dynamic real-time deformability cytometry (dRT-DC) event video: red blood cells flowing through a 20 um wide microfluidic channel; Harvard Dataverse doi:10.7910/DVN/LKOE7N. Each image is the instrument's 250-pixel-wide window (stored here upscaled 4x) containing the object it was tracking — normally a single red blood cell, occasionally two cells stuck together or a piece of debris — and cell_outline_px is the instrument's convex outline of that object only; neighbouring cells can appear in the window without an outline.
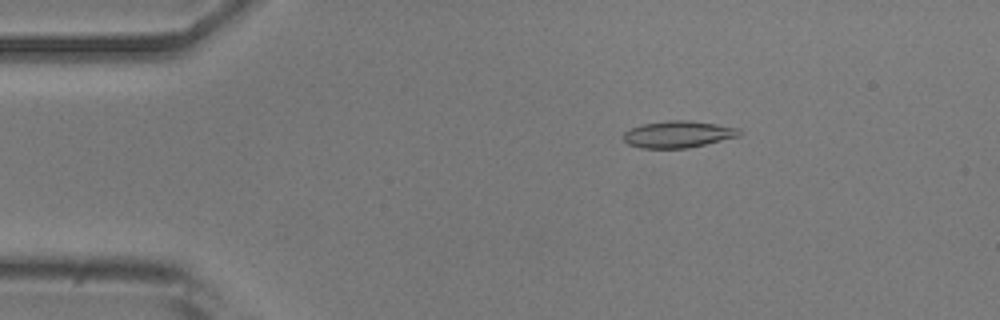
{"species": "common noctule bat (a hibernating species)", "species_latin": "Nyctalus noctula", "temperature_condition": "room temperature", "stored_images_in_passage": 50, "camera_frame_rate_fps": 3000, "um_per_image_px": 0.085, "animal": {"sex": "male", "body_mass_g": 20.5, "forearm_length_mm": 52.5}, "frame": {"image": 1, "passage_image": 7, "time_ms": 2.0, "image_size_px": [1000, 320], "cell_outline_px": [[740, 136], [688, 148], [640, 148], [628, 144], [624, 140], [624, 132], [640, 124], [668, 120], [692, 120], [740, 128]], "centroid_in_image_um": [57.64, 11.4], "position_along_channel_um": 27.4, "area_um2": 18.15}}
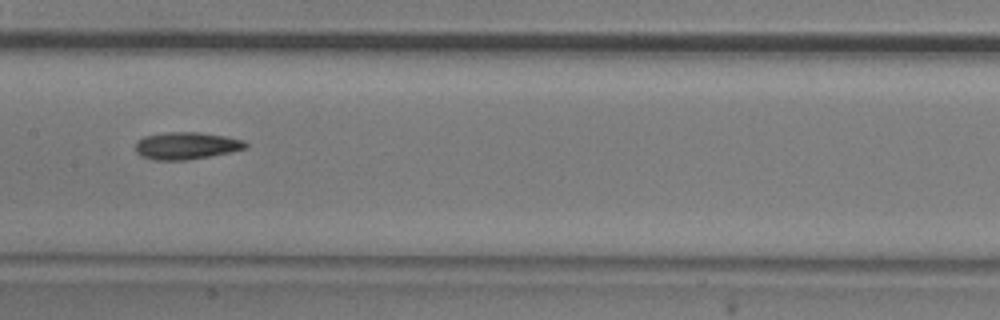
{"frame": {"image": 2, "passage_image": 24, "time_ms": 7.667, "image_size_px": [1000, 320], "cell_outline_px": [[248, 148], [188, 160], [152, 160], [140, 156], [136, 152], [136, 140], [144, 136], [168, 132], [200, 132], [228, 136], [244, 140], [248, 144]], "centroid_in_image_um": [15.83, 12.38], "position_along_channel_um": 191.6, "area_um2": 17.63}}
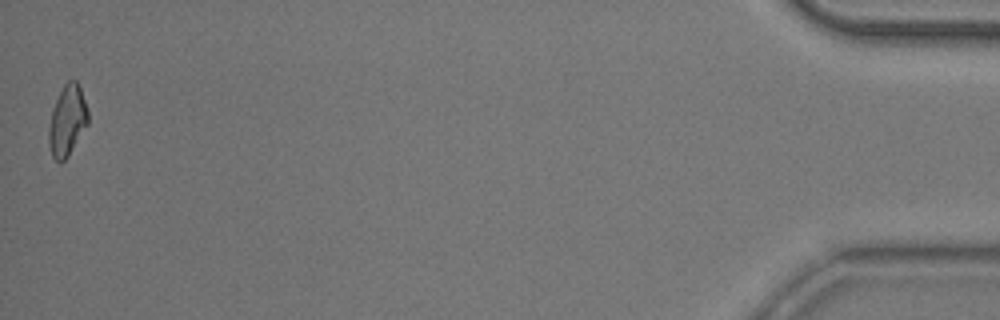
{"frame": {"image": 3, "passage_image": 50, "time_ms": 16.333, "image_size_px": [1000, 320], "cell_outline_px": [[88, 124], [68, 156], [60, 164], [52, 156], [48, 144], [48, 128], [52, 112], [56, 100], [64, 84], [68, 80], [76, 80], [80, 88], [88, 108]], "centroid_in_image_um": [5.72, 10.27], "position_along_channel_um": 429.5, "area_um2": 16.13}, "authors_computed_cell_mechanics": {"area_um2": 16.9932, "velocity_mm_per_s": 3.8606, "shape_relaxation_time_tau1_ms": 7.0003, "shape_relaxation_time_tau2_ms": 5.9852, "deformation_change_tau1": 0.1677, "deformation_change_tau2": 0.158}}